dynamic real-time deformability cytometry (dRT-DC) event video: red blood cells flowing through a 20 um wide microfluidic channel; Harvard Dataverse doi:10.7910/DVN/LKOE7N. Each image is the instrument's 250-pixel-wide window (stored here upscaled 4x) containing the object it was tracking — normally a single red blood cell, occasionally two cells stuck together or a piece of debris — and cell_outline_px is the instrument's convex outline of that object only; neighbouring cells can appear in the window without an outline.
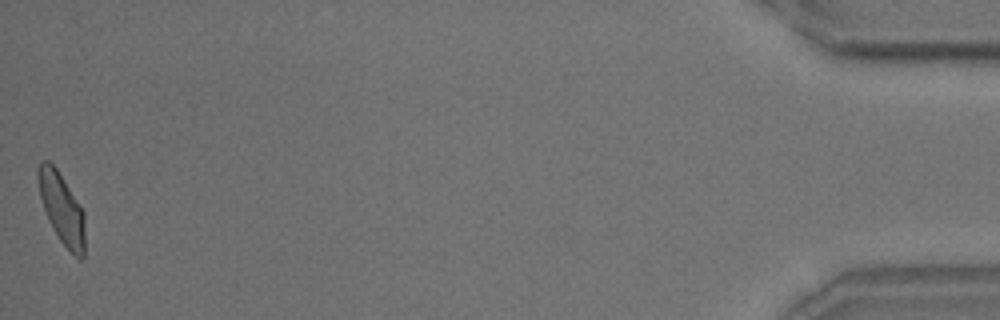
{"species": "common noctule bat (a hibernating species)", "species_latin": "Nyctalus noctula", "temperature_condition": "room temperature", "stored_images_in_passage": 55, "camera_frame_rate_fps": 3000, "um_per_image_px": 0.085, "animal": {"sex": "male", "body_mass_g": 18.8}, "frame": {"image": 1, "passage_image": 55, "time_ms": 18.0, "image_size_px": [1000, 320], "cell_outline_px": [[84, 256], [80, 260], [60, 240], [44, 208], [40, 196], [36, 176], [36, 168], [40, 160], [48, 160], [56, 168], [84, 212]], "centroid_in_image_um": [5.22, 17.65], "position_along_channel_um": 430.0, "area_um2": 18.79}, "authors_computed_cell_mechanics": {"area_um2": 19.363, "velocity_mm_per_s": 3.6459, "shape_relaxation_time_tau1_ms": 2.9099, "shape_relaxation_time_tau2_ms": 1.168, "deformation_change_tau1": 0.1352, "deformation_change_tau2": 0.0739}}